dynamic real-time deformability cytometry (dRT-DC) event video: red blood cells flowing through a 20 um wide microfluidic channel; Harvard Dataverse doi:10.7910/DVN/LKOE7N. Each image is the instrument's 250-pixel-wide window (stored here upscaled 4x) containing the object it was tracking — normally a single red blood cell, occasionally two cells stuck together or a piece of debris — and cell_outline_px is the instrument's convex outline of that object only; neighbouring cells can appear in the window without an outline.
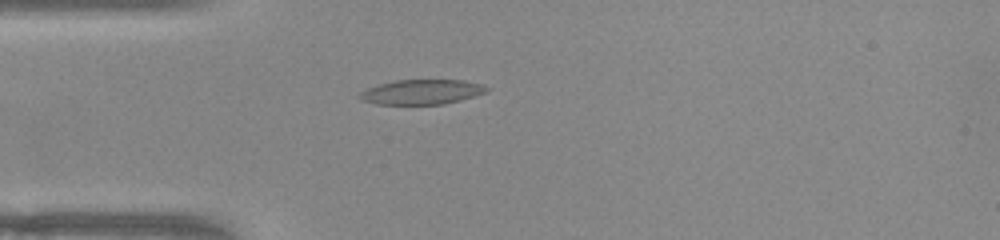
{"species": "common noctule bat (a hibernating species)", "species_latin": "Nyctalus noctula", "temperature_condition": "warm", "stored_images_in_passage": 43, "camera_frame_rate_fps": 3000, "um_per_image_px": 0.085, "animal": {"sex": "female", "body_mass_g": 22.0, "forearm_length_mm": 56.7}, "frame": {"image": 1, "passage_image": 5, "time_ms": 1.333, "image_size_px": [1000, 240], "cell_outline_px": [[488, 88], [484, 92], [460, 100], [444, 104], [376, 104], [360, 100], [356, 96], [360, 92], [368, 88], [380, 84], [396, 80], [464, 80], [484, 84]], "centroid_in_image_um": [35.8, 7.81], "position_along_channel_um": 49.2, "area_um2": 18.26}}
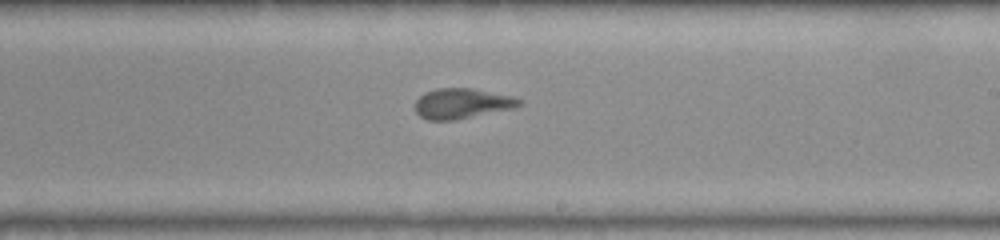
{"frame": {"image": 2, "passage_image": 21, "time_ms": 6.667, "image_size_px": [1000, 240], "cell_outline_px": [[524, 104], [516, 108], [456, 120], [428, 120], [420, 116], [416, 112], [416, 100], [424, 92], [436, 88], [472, 88], [512, 96], [524, 100]], "centroid_in_image_um": [39.32, 8.8], "position_along_channel_um": 249.7, "area_um2": 18.61}}
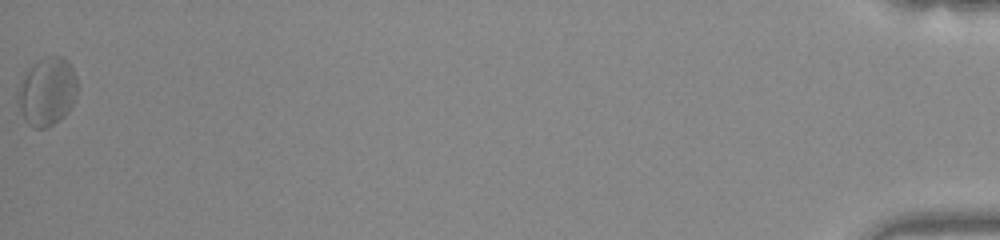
{"frame": {"image": 3, "passage_image": 43, "time_ms": 14.0, "image_size_px": [1000, 240], "cell_outline_px": [[76, 96], [68, 112], [64, 116], [52, 124], [44, 128], [32, 128], [24, 120], [16, 100], [16, 88], [20, 80], [44, 56], [60, 56], [68, 60], [76, 76]], "centroid_in_image_um": [3.97, 7.8], "position_along_channel_um": 431.2, "area_um2": 23.64}, "authors_computed_cell_mechanics": {"area_um2": 18.7272, "velocity_mm_per_s": 3.9261, "shape_relaxation_time_tau1_ms": 2.5197, "shape_relaxation_time_tau2_ms": 1.5634, "deformation_change_tau1": 0.1197, "deformation_change_tau2": 0.0802}}